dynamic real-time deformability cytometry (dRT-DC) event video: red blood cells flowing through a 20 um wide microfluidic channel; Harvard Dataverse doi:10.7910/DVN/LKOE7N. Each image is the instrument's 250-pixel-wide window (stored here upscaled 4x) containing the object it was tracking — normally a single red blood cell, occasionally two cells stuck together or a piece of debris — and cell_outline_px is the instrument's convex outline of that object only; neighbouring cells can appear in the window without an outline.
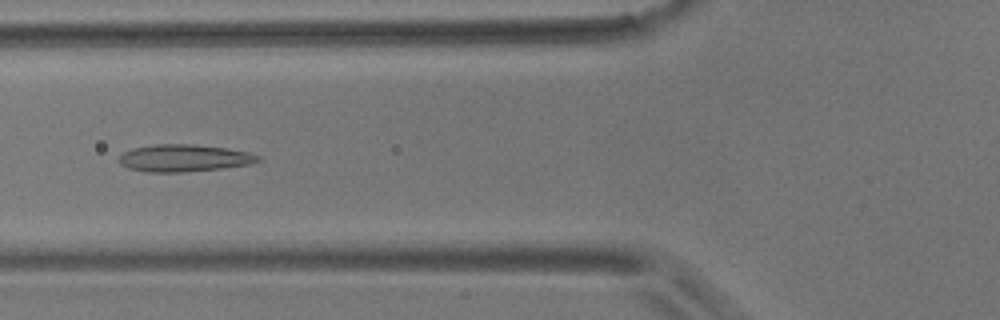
{"species": "common noctule bat (a hibernating species)", "species_latin": "Nyctalus noctula", "temperature_condition": "room temperature", "stored_images_in_passage": 8, "camera_frame_rate_fps": 3000, "um_per_image_px": 0.085, "animal": {"sex": "male", "body_mass_g": 17.9}, "frame": {"image": 1, "passage_image": 5, "time_ms": 5.0, "image_size_px": [1000, 320], "cell_outline_px": [[260, 160], [248, 164], [224, 168], [184, 172], [148, 172], [128, 168], [120, 164], [120, 156], [124, 152], [132, 148], [156, 144], [192, 144], [228, 148], [248, 152], [260, 156]], "centroid_in_image_um": [15.64, 13.43], "position_along_channel_um": 110.2, "area_um2": 21.96}}
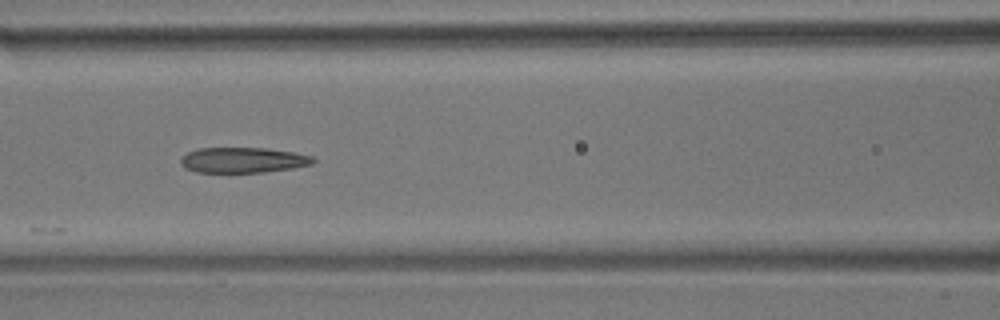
{"frame": {"image": 2, "passage_image": 6, "time_ms": 6.0, "image_size_px": [1000, 320], "cell_outline_px": [[316, 160], [312, 164], [292, 168], [264, 172], [196, 172], [184, 168], [180, 164], [180, 160], [188, 152], [200, 148], [264, 148], [292, 152], [312, 156]], "centroid_in_image_um": [20.64, 13.61], "position_along_channel_um": 146.0, "area_um2": 19.48}}